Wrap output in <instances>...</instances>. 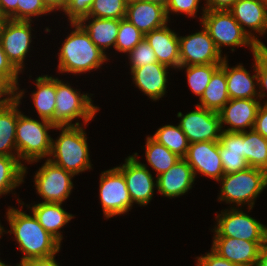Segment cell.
Here are the masks:
<instances>
[{"mask_svg":"<svg viewBox=\"0 0 267 266\" xmlns=\"http://www.w3.org/2000/svg\"><path fill=\"white\" fill-rule=\"evenodd\" d=\"M144 38L145 34L131 24L128 19H120L119 31L114 49L121 53H128Z\"/></svg>","mask_w":267,"mask_h":266,"instance_id":"cell-35","label":"cell"},{"mask_svg":"<svg viewBox=\"0 0 267 266\" xmlns=\"http://www.w3.org/2000/svg\"><path fill=\"white\" fill-rule=\"evenodd\" d=\"M211 249L238 266H256L260 246L256 242L230 237H213Z\"/></svg>","mask_w":267,"mask_h":266,"instance_id":"cell-19","label":"cell"},{"mask_svg":"<svg viewBox=\"0 0 267 266\" xmlns=\"http://www.w3.org/2000/svg\"><path fill=\"white\" fill-rule=\"evenodd\" d=\"M191 166L195 178L198 173L219 182L225 174L219 152V141L195 142L189 144L184 158Z\"/></svg>","mask_w":267,"mask_h":266,"instance_id":"cell-15","label":"cell"},{"mask_svg":"<svg viewBox=\"0 0 267 266\" xmlns=\"http://www.w3.org/2000/svg\"><path fill=\"white\" fill-rule=\"evenodd\" d=\"M219 152L225 174L249 167L243 157V132L222 131L219 138Z\"/></svg>","mask_w":267,"mask_h":266,"instance_id":"cell-25","label":"cell"},{"mask_svg":"<svg viewBox=\"0 0 267 266\" xmlns=\"http://www.w3.org/2000/svg\"><path fill=\"white\" fill-rule=\"evenodd\" d=\"M253 56L255 63L252 68L256 73L252 76L242 64L230 68L227 63V58H225L221 63V67L225 70L227 91L230 99L258 98L259 91H257L258 89L256 88V85L258 86L256 52L253 54Z\"/></svg>","mask_w":267,"mask_h":266,"instance_id":"cell-22","label":"cell"},{"mask_svg":"<svg viewBox=\"0 0 267 266\" xmlns=\"http://www.w3.org/2000/svg\"><path fill=\"white\" fill-rule=\"evenodd\" d=\"M55 129L62 132L56 140L52 138L48 159L74 175L92 169L85 128L68 125L55 126Z\"/></svg>","mask_w":267,"mask_h":266,"instance_id":"cell-3","label":"cell"},{"mask_svg":"<svg viewBox=\"0 0 267 266\" xmlns=\"http://www.w3.org/2000/svg\"><path fill=\"white\" fill-rule=\"evenodd\" d=\"M46 7L53 12L54 10L65 11V0H42Z\"/></svg>","mask_w":267,"mask_h":266,"instance_id":"cell-48","label":"cell"},{"mask_svg":"<svg viewBox=\"0 0 267 266\" xmlns=\"http://www.w3.org/2000/svg\"><path fill=\"white\" fill-rule=\"evenodd\" d=\"M128 0H94L88 16L95 18H126Z\"/></svg>","mask_w":267,"mask_h":266,"instance_id":"cell-36","label":"cell"},{"mask_svg":"<svg viewBox=\"0 0 267 266\" xmlns=\"http://www.w3.org/2000/svg\"><path fill=\"white\" fill-rule=\"evenodd\" d=\"M260 1L267 5V0H260Z\"/></svg>","mask_w":267,"mask_h":266,"instance_id":"cell-56","label":"cell"},{"mask_svg":"<svg viewBox=\"0 0 267 266\" xmlns=\"http://www.w3.org/2000/svg\"><path fill=\"white\" fill-rule=\"evenodd\" d=\"M214 237H230L256 242L259 246L267 236V226L244 213L239 207L225 209L216 215Z\"/></svg>","mask_w":267,"mask_h":266,"instance_id":"cell-8","label":"cell"},{"mask_svg":"<svg viewBox=\"0 0 267 266\" xmlns=\"http://www.w3.org/2000/svg\"><path fill=\"white\" fill-rule=\"evenodd\" d=\"M20 72L8 60L0 43V83L10 92L13 93L18 89V78Z\"/></svg>","mask_w":267,"mask_h":266,"instance_id":"cell-38","label":"cell"},{"mask_svg":"<svg viewBox=\"0 0 267 266\" xmlns=\"http://www.w3.org/2000/svg\"><path fill=\"white\" fill-rule=\"evenodd\" d=\"M89 96L87 93L80 94L68 82L56 78L54 125H82L79 122L72 123L77 118H82L85 125L89 123L99 111Z\"/></svg>","mask_w":267,"mask_h":266,"instance_id":"cell-7","label":"cell"},{"mask_svg":"<svg viewBox=\"0 0 267 266\" xmlns=\"http://www.w3.org/2000/svg\"><path fill=\"white\" fill-rule=\"evenodd\" d=\"M168 66L156 62L131 71L133 82L146 96L156 101L165 95Z\"/></svg>","mask_w":267,"mask_h":266,"instance_id":"cell-23","label":"cell"},{"mask_svg":"<svg viewBox=\"0 0 267 266\" xmlns=\"http://www.w3.org/2000/svg\"><path fill=\"white\" fill-rule=\"evenodd\" d=\"M36 91L32 93L33 105L39 118L54 124L56 77L43 75L36 78Z\"/></svg>","mask_w":267,"mask_h":266,"instance_id":"cell-28","label":"cell"},{"mask_svg":"<svg viewBox=\"0 0 267 266\" xmlns=\"http://www.w3.org/2000/svg\"><path fill=\"white\" fill-rule=\"evenodd\" d=\"M74 30L65 38L62 47L59 49L58 70L60 73L70 72L81 74L99 69L102 64L109 60L90 39L89 34L78 23H71Z\"/></svg>","mask_w":267,"mask_h":266,"instance_id":"cell-2","label":"cell"},{"mask_svg":"<svg viewBox=\"0 0 267 266\" xmlns=\"http://www.w3.org/2000/svg\"><path fill=\"white\" fill-rule=\"evenodd\" d=\"M50 14L42 0H19L17 3V21H31L32 17Z\"/></svg>","mask_w":267,"mask_h":266,"instance_id":"cell-39","label":"cell"},{"mask_svg":"<svg viewBox=\"0 0 267 266\" xmlns=\"http://www.w3.org/2000/svg\"><path fill=\"white\" fill-rule=\"evenodd\" d=\"M16 266H60L55 260V255L44 258H32L20 261Z\"/></svg>","mask_w":267,"mask_h":266,"instance_id":"cell-46","label":"cell"},{"mask_svg":"<svg viewBox=\"0 0 267 266\" xmlns=\"http://www.w3.org/2000/svg\"><path fill=\"white\" fill-rule=\"evenodd\" d=\"M0 94H11V93L0 83Z\"/></svg>","mask_w":267,"mask_h":266,"instance_id":"cell-52","label":"cell"},{"mask_svg":"<svg viewBox=\"0 0 267 266\" xmlns=\"http://www.w3.org/2000/svg\"><path fill=\"white\" fill-rule=\"evenodd\" d=\"M202 12L200 23L208 31L220 53L223 46H232V52L235 47L247 46L252 55L258 50L259 46L249 38L228 10H206L204 7Z\"/></svg>","mask_w":267,"mask_h":266,"instance_id":"cell-6","label":"cell"},{"mask_svg":"<svg viewBox=\"0 0 267 266\" xmlns=\"http://www.w3.org/2000/svg\"><path fill=\"white\" fill-rule=\"evenodd\" d=\"M28 208L32 210L39 224L61 244L63 236L59 231L74 218V215L66 212L62 203L40 202Z\"/></svg>","mask_w":267,"mask_h":266,"instance_id":"cell-26","label":"cell"},{"mask_svg":"<svg viewBox=\"0 0 267 266\" xmlns=\"http://www.w3.org/2000/svg\"><path fill=\"white\" fill-rule=\"evenodd\" d=\"M239 23L243 31L259 47L265 44L257 39L256 33L264 35L267 33V5L260 0H237L228 10ZM245 27L249 28L246 29ZM255 32L253 34L251 31Z\"/></svg>","mask_w":267,"mask_h":266,"instance_id":"cell-16","label":"cell"},{"mask_svg":"<svg viewBox=\"0 0 267 266\" xmlns=\"http://www.w3.org/2000/svg\"><path fill=\"white\" fill-rule=\"evenodd\" d=\"M94 0H65L64 14L70 23L79 22L90 13V7Z\"/></svg>","mask_w":267,"mask_h":266,"instance_id":"cell-41","label":"cell"},{"mask_svg":"<svg viewBox=\"0 0 267 266\" xmlns=\"http://www.w3.org/2000/svg\"><path fill=\"white\" fill-rule=\"evenodd\" d=\"M221 66V63L206 65L179 66L178 69L186 68L188 85L193 94L201 98L204 90L210 82L213 73Z\"/></svg>","mask_w":267,"mask_h":266,"instance_id":"cell-34","label":"cell"},{"mask_svg":"<svg viewBox=\"0 0 267 266\" xmlns=\"http://www.w3.org/2000/svg\"><path fill=\"white\" fill-rule=\"evenodd\" d=\"M18 90L0 101V156H17L15 130L21 113L18 107L25 93L24 90Z\"/></svg>","mask_w":267,"mask_h":266,"instance_id":"cell-18","label":"cell"},{"mask_svg":"<svg viewBox=\"0 0 267 266\" xmlns=\"http://www.w3.org/2000/svg\"><path fill=\"white\" fill-rule=\"evenodd\" d=\"M26 173L27 167L17 156H0V196L22 184Z\"/></svg>","mask_w":267,"mask_h":266,"instance_id":"cell-31","label":"cell"},{"mask_svg":"<svg viewBox=\"0 0 267 266\" xmlns=\"http://www.w3.org/2000/svg\"><path fill=\"white\" fill-rule=\"evenodd\" d=\"M188 36L179 37L180 66L222 63L227 57L220 53L204 28Z\"/></svg>","mask_w":267,"mask_h":266,"instance_id":"cell-12","label":"cell"},{"mask_svg":"<svg viewBox=\"0 0 267 266\" xmlns=\"http://www.w3.org/2000/svg\"><path fill=\"white\" fill-rule=\"evenodd\" d=\"M137 154L127 157L125 163L116 168L123 174L132 203L145 206L153 199L157 181H154L146 164L138 160Z\"/></svg>","mask_w":267,"mask_h":266,"instance_id":"cell-13","label":"cell"},{"mask_svg":"<svg viewBox=\"0 0 267 266\" xmlns=\"http://www.w3.org/2000/svg\"><path fill=\"white\" fill-rule=\"evenodd\" d=\"M31 29V21L7 19L1 32L0 43L3 51L20 73L24 69V60L32 42Z\"/></svg>","mask_w":267,"mask_h":266,"instance_id":"cell-14","label":"cell"},{"mask_svg":"<svg viewBox=\"0 0 267 266\" xmlns=\"http://www.w3.org/2000/svg\"><path fill=\"white\" fill-rule=\"evenodd\" d=\"M3 232L6 233V231L4 230V227L1 226V224H0V238H1V235H3Z\"/></svg>","mask_w":267,"mask_h":266,"instance_id":"cell-54","label":"cell"},{"mask_svg":"<svg viewBox=\"0 0 267 266\" xmlns=\"http://www.w3.org/2000/svg\"><path fill=\"white\" fill-rule=\"evenodd\" d=\"M243 157L249 167L267 172V139L254 129L243 132Z\"/></svg>","mask_w":267,"mask_h":266,"instance_id":"cell-30","label":"cell"},{"mask_svg":"<svg viewBox=\"0 0 267 266\" xmlns=\"http://www.w3.org/2000/svg\"><path fill=\"white\" fill-rule=\"evenodd\" d=\"M40 120L24 113L18 115L15 136L17 157L20 161L26 160L29 164L50 156L52 138L48 131L55 129V125L51 121L42 118Z\"/></svg>","mask_w":267,"mask_h":266,"instance_id":"cell-4","label":"cell"},{"mask_svg":"<svg viewBox=\"0 0 267 266\" xmlns=\"http://www.w3.org/2000/svg\"><path fill=\"white\" fill-rule=\"evenodd\" d=\"M128 60H130V70L143 67L147 64L158 62L156 54L148 41L144 38L130 52H128Z\"/></svg>","mask_w":267,"mask_h":266,"instance_id":"cell-37","label":"cell"},{"mask_svg":"<svg viewBox=\"0 0 267 266\" xmlns=\"http://www.w3.org/2000/svg\"><path fill=\"white\" fill-rule=\"evenodd\" d=\"M6 21H7V18L0 14V38H1V32H2L3 26Z\"/></svg>","mask_w":267,"mask_h":266,"instance_id":"cell-51","label":"cell"},{"mask_svg":"<svg viewBox=\"0 0 267 266\" xmlns=\"http://www.w3.org/2000/svg\"><path fill=\"white\" fill-rule=\"evenodd\" d=\"M219 181L222 185L219 201L234 203L236 208L247 205L251 210L255 199L267 187V172L248 167L242 171L224 174Z\"/></svg>","mask_w":267,"mask_h":266,"instance_id":"cell-5","label":"cell"},{"mask_svg":"<svg viewBox=\"0 0 267 266\" xmlns=\"http://www.w3.org/2000/svg\"><path fill=\"white\" fill-rule=\"evenodd\" d=\"M159 144L164 145L172 153L180 158H185L188 152L189 142L181 128L174 125H164L151 136Z\"/></svg>","mask_w":267,"mask_h":266,"instance_id":"cell-33","label":"cell"},{"mask_svg":"<svg viewBox=\"0 0 267 266\" xmlns=\"http://www.w3.org/2000/svg\"><path fill=\"white\" fill-rule=\"evenodd\" d=\"M201 0H170L166 7L167 18L170 21V13H184L193 17L198 12L199 2ZM171 11V12H170Z\"/></svg>","mask_w":267,"mask_h":266,"instance_id":"cell-42","label":"cell"},{"mask_svg":"<svg viewBox=\"0 0 267 266\" xmlns=\"http://www.w3.org/2000/svg\"><path fill=\"white\" fill-rule=\"evenodd\" d=\"M17 3L19 0H0V14L7 19L17 21Z\"/></svg>","mask_w":267,"mask_h":266,"instance_id":"cell-45","label":"cell"},{"mask_svg":"<svg viewBox=\"0 0 267 266\" xmlns=\"http://www.w3.org/2000/svg\"><path fill=\"white\" fill-rule=\"evenodd\" d=\"M99 198L104 217L124 215L133 206L123 174L116 168L101 173Z\"/></svg>","mask_w":267,"mask_h":266,"instance_id":"cell-10","label":"cell"},{"mask_svg":"<svg viewBox=\"0 0 267 266\" xmlns=\"http://www.w3.org/2000/svg\"><path fill=\"white\" fill-rule=\"evenodd\" d=\"M126 19L143 34L161 28L169 21L165 7L142 0H128Z\"/></svg>","mask_w":267,"mask_h":266,"instance_id":"cell-20","label":"cell"},{"mask_svg":"<svg viewBox=\"0 0 267 266\" xmlns=\"http://www.w3.org/2000/svg\"><path fill=\"white\" fill-rule=\"evenodd\" d=\"M142 1L156 3L166 8L170 0H142Z\"/></svg>","mask_w":267,"mask_h":266,"instance_id":"cell-50","label":"cell"},{"mask_svg":"<svg viewBox=\"0 0 267 266\" xmlns=\"http://www.w3.org/2000/svg\"><path fill=\"white\" fill-rule=\"evenodd\" d=\"M156 178L158 192L170 198L187 193L195 181L193 170L184 158H180L171 168Z\"/></svg>","mask_w":267,"mask_h":266,"instance_id":"cell-21","label":"cell"},{"mask_svg":"<svg viewBox=\"0 0 267 266\" xmlns=\"http://www.w3.org/2000/svg\"><path fill=\"white\" fill-rule=\"evenodd\" d=\"M199 100L200 103L196 105L217 113L230 100L225 70L221 66L211 76L210 82Z\"/></svg>","mask_w":267,"mask_h":266,"instance_id":"cell-29","label":"cell"},{"mask_svg":"<svg viewBox=\"0 0 267 266\" xmlns=\"http://www.w3.org/2000/svg\"><path fill=\"white\" fill-rule=\"evenodd\" d=\"M196 266H238L232 262L220 257L212 249L210 252H206L205 255L196 258Z\"/></svg>","mask_w":267,"mask_h":266,"instance_id":"cell-43","label":"cell"},{"mask_svg":"<svg viewBox=\"0 0 267 266\" xmlns=\"http://www.w3.org/2000/svg\"><path fill=\"white\" fill-rule=\"evenodd\" d=\"M181 118L178 124L186 135L189 144L205 141H219L222 133L219 113L196 105V110L177 113Z\"/></svg>","mask_w":267,"mask_h":266,"instance_id":"cell-11","label":"cell"},{"mask_svg":"<svg viewBox=\"0 0 267 266\" xmlns=\"http://www.w3.org/2000/svg\"><path fill=\"white\" fill-rule=\"evenodd\" d=\"M10 94H0V101L6 99ZM3 98V99H2Z\"/></svg>","mask_w":267,"mask_h":266,"instance_id":"cell-53","label":"cell"},{"mask_svg":"<svg viewBox=\"0 0 267 266\" xmlns=\"http://www.w3.org/2000/svg\"><path fill=\"white\" fill-rule=\"evenodd\" d=\"M206 10H229L237 0H205Z\"/></svg>","mask_w":267,"mask_h":266,"instance_id":"cell-47","label":"cell"},{"mask_svg":"<svg viewBox=\"0 0 267 266\" xmlns=\"http://www.w3.org/2000/svg\"><path fill=\"white\" fill-rule=\"evenodd\" d=\"M8 264H5L4 262H2L1 260H0V266H7Z\"/></svg>","mask_w":267,"mask_h":266,"instance_id":"cell-55","label":"cell"},{"mask_svg":"<svg viewBox=\"0 0 267 266\" xmlns=\"http://www.w3.org/2000/svg\"><path fill=\"white\" fill-rule=\"evenodd\" d=\"M167 25L146 33L145 39L153 48L159 63L177 69L180 66L179 36Z\"/></svg>","mask_w":267,"mask_h":266,"instance_id":"cell-24","label":"cell"},{"mask_svg":"<svg viewBox=\"0 0 267 266\" xmlns=\"http://www.w3.org/2000/svg\"><path fill=\"white\" fill-rule=\"evenodd\" d=\"M34 185L45 203H63L73 189L72 178L75 176L49 159L36 171Z\"/></svg>","mask_w":267,"mask_h":266,"instance_id":"cell-9","label":"cell"},{"mask_svg":"<svg viewBox=\"0 0 267 266\" xmlns=\"http://www.w3.org/2000/svg\"><path fill=\"white\" fill-rule=\"evenodd\" d=\"M253 129L267 139V106L260 105Z\"/></svg>","mask_w":267,"mask_h":266,"instance_id":"cell-44","label":"cell"},{"mask_svg":"<svg viewBox=\"0 0 267 266\" xmlns=\"http://www.w3.org/2000/svg\"><path fill=\"white\" fill-rule=\"evenodd\" d=\"M31 213L32 215H28L15 207L8 208L6 212L11 227L7 233L14 235L18 249L23 253L20 261L50 257L56 255L61 248V244L39 224L33 212Z\"/></svg>","mask_w":267,"mask_h":266,"instance_id":"cell-1","label":"cell"},{"mask_svg":"<svg viewBox=\"0 0 267 266\" xmlns=\"http://www.w3.org/2000/svg\"><path fill=\"white\" fill-rule=\"evenodd\" d=\"M256 70L258 76L259 94L258 99L261 100L267 96V50L264 47H259L256 51ZM267 106V100L263 103Z\"/></svg>","mask_w":267,"mask_h":266,"instance_id":"cell-40","label":"cell"},{"mask_svg":"<svg viewBox=\"0 0 267 266\" xmlns=\"http://www.w3.org/2000/svg\"><path fill=\"white\" fill-rule=\"evenodd\" d=\"M88 20L89 22L87 23ZM78 23L89 34L93 43L105 54V50L107 48L111 46L115 48L116 38L119 31V19L95 18L86 16L83 17Z\"/></svg>","mask_w":267,"mask_h":266,"instance_id":"cell-27","label":"cell"},{"mask_svg":"<svg viewBox=\"0 0 267 266\" xmlns=\"http://www.w3.org/2000/svg\"><path fill=\"white\" fill-rule=\"evenodd\" d=\"M145 144L146 160L151 168L157 172L156 177L166 172L180 159V157L172 153L164 145L159 144L151 136L146 138Z\"/></svg>","mask_w":267,"mask_h":266,"instance_id":"cell-32","label":"cell"},{"mask_svg":"<svg viewBox=\"0 0 267 266\" xmlns=\"http://www.w3.org/2000/svg\"><path fill=\"white\" fill-rule=\"evenodd\" d=\"M261 103L258 98L230 99L218 112L222 131L245 132L248 127L249 130L253 129ZM224 124L229 127L223 129Z\"/></svg>","mask_w":267,"mask_h":266,"instance_id":"cell-17","label":"cell"},{"mask_svg":"<svg viewBox=\"0 0 267 266\" xmlns=\"http://www.w3.org/2000/svg\"><path fill=\"white\" fill-rule=\"evenodd\" d=\"M256 266H267V236L264 240V243L260 246L258 262Z\"/></svg>","mask_w":267,"mask_h":266,"instance_id":"cell-49","label":"cell"}]
</instances>
